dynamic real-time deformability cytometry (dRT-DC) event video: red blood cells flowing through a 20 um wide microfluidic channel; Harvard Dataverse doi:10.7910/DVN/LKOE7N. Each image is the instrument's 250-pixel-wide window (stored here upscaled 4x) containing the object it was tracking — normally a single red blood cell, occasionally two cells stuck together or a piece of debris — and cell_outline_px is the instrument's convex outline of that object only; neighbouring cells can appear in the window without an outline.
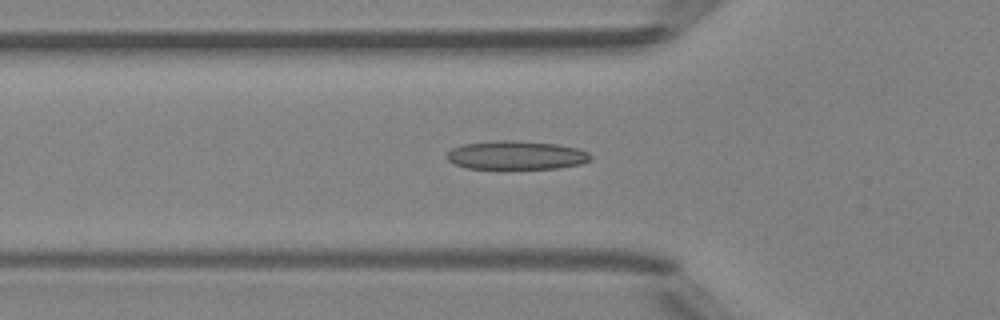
{"species": "Egyptian fruit bat (a non-hibernating species)", "species_latin": "Rousettus aegyptiacus", "temperature_condition": "room temperature", "stored_images_in_passage": 46, "camera_frame_rate_fps": 3000, "um_per_image_px": 0.085, "animal": {"sex": "female"}, "frame": {"image": 1, "passage_image": 14, "time_ms": 4.333, "image_size_px": [1000, 320], "cell_outline_px": [[592, 156], [588, 160], [580, 164], [556, 168], [500, 172], [468, 168], [456, 164], [448, 160], [444, 156], [452, 148], [464, 144], [496, 140], [516, 140], [556, 144], [576, 148], [588, 152]], "centroid_in_image_um": [43.82, 13.24], "position_along_channel_um": 82.0, "area_um2": 25.03}}
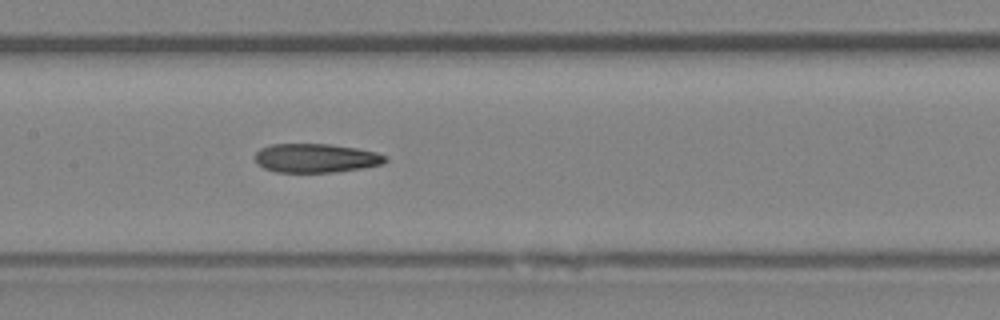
{"frame": {"image": 2, "passage_image": 21, "time_ms": 6.667, "image_size_px": [1000, 320], "cell_outline_px": [[388, 160], [380, 164], [364, 168], [336, 172], [276, 172], [264, 168], [256, 164], [256, 152], [260, 148], [272, 144], [332, 144], [356, 148], [376, 152], [388, 156]], "centroid_in_image_um": [26.86, 13.44], "position_along_channel_um": 180.5, "area_um2": 22.08}}
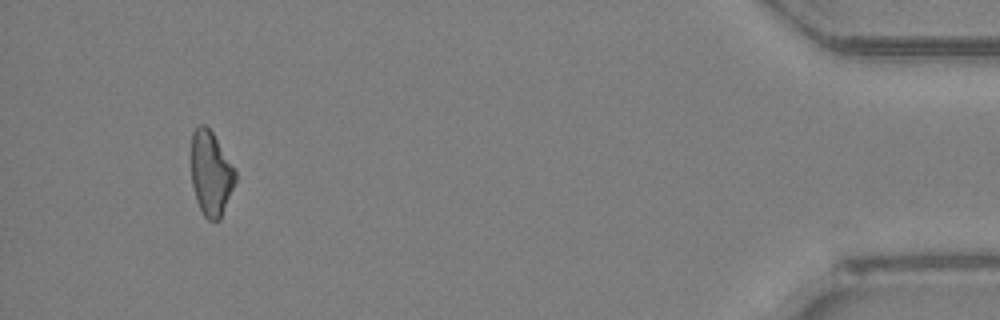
{"frame": {"image": 3, "passage_image": 43, "time_ms": 14.0, "image_size_px": [1000, 320], "cell_outline_px": [[236, 180], [220, 220], [208, 220], [204, 216], [196, 200], [192, 184], [192, 132], [200, 124], [204, 124], [212, 132], [236, 168]], "centroid_in_image_um": [17.94, 14.74], "position_along_channel_um": 417.3, "area_um2": 21.68}, "authors_computed_cell_mechanics": {"area_um2": 22.5998, "velocity_mm_per_s": 4.2274, "shape_relaxation_time_tau1_ms": null, "shape_relaxation_time_tau2_ms": 7.3543, "deformation_change_tau1": null, "deformation_change_tau2": 0.1886}}